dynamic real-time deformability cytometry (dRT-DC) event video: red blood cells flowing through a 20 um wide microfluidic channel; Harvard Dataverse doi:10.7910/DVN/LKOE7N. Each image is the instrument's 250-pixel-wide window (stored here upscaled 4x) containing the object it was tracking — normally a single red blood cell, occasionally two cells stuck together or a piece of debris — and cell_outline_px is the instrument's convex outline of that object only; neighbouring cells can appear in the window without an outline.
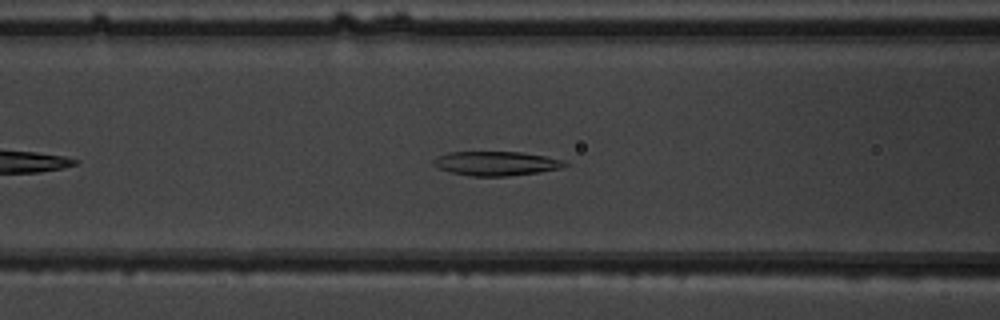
{"species": "common noctule bat (a hibernating species)", "species_latin": "Nyctalus noctula", "temperature_condition": "warm", "stored_images_in_passage": 32, "camera_frame_rate_fps": 3000, "um_per_image_px": 0.085, "animal": {"sex": "male", "body_mass_g": 19.5, "forearm_length_mm": 54.6}, "frame": {"image": 1, "passage_image": 10, "time_ms": 3.0, "image_size_px": [1000, 320], "cell_outline_px": [[568, 164], [560, 168], [540, 172], [508, 176], [472, 176], [452, 172], [436, 168], [432, 164], [432, 160], [448, 152], [520, 152], [544, 156], [564, 160]], "centroid_in_image_um": [42.15, 13.89], "position_along_channel_um": 124.4, "area_um2": 18.44}}
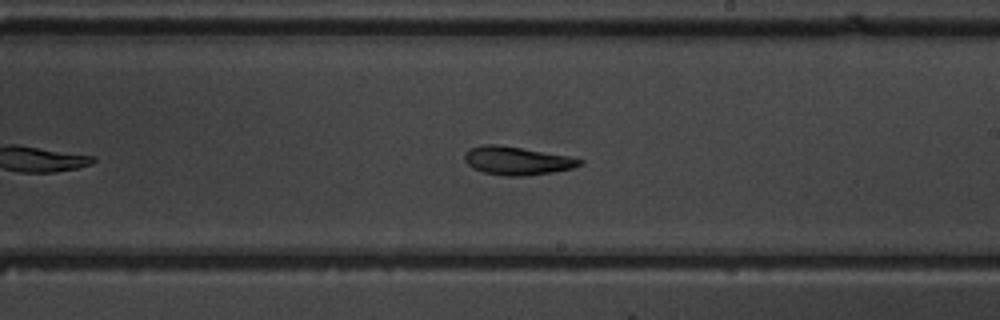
{"frame": {"image": 2, "passage_image": 19, "time_ms": 6.0, "image_size_px": [1000, 320], "cell_outline_px": [[584, 164], [572, 168], [552, 172], [524, 176], [504, 176], [484, 172], [472, 168], [464, 160], [464, 152], [468, 148], [484, 144], [496, 144], [568, 156], [584, 160]], "centroid_in_image_um": [43.91, 13.66], "position_along_channel_um": 245.1, "area_um2": 18.96}}
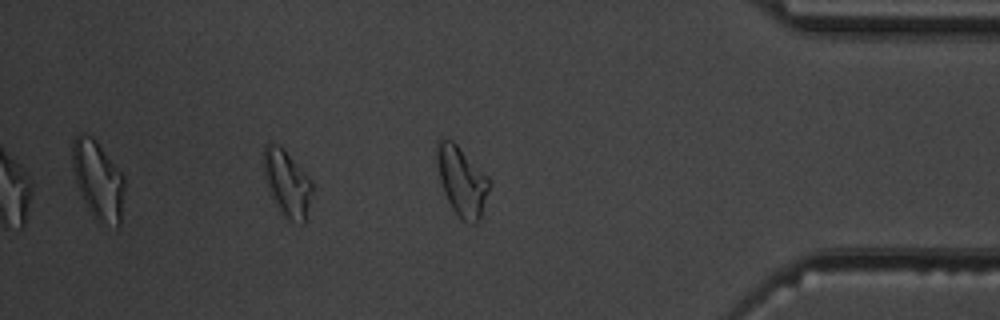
{"frame": {"image": 3, "passage_image": 32, "time_ms": 10.333, "image_size_px": [1000, 320], "cell_outline_px": [[492, 180], [480, 220], [476, 224], [472, 224], [464, 220], [452, 208], [444, 192], [440, 180], [436, 160], [436, 140], [452, 140]], "centroid_in_image_um": [39.27, 15.39], "position_along_channel_um": 395.9, "area_um2": 21.04}, "authors_computed_cell_mechanics": {"area_um2": 18.8428, "velocity_mm_per_s": 4.026, "shape_relaxation_time_tau1_ms": 5.686, "shape_relaxation_time_tau2_ms": 4.1279, "deformation_change_tau1": 0.1498, "deformation_change_tau2": 0.1134}}